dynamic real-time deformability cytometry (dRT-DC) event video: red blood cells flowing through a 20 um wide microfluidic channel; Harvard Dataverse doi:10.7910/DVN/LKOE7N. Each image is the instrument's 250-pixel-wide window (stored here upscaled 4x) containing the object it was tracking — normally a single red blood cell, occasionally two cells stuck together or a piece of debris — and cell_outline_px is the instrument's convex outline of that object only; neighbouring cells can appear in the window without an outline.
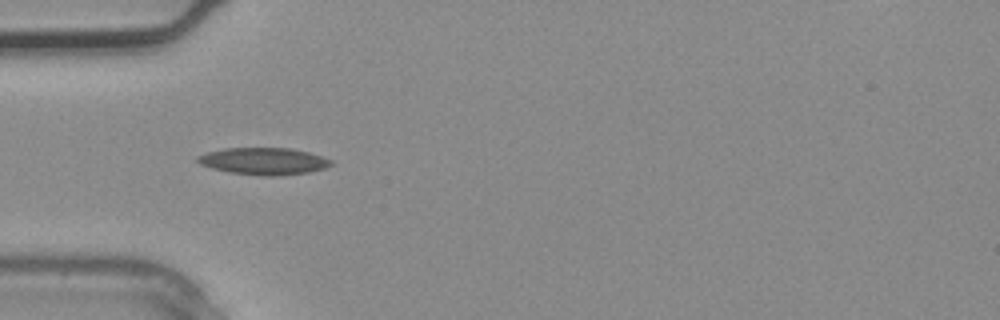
{"species": "common noctule bat (a hibernating species)", "species_latin": "Nyctalus noctula", "temperature_condition": "warm", "stored_images_in_passage": 3, "camera_frame_rate_fps": 3000, "um_per_image_px": 0.085, "animal": {"sex": "male", "body_mass_g": 20.4}, "frame": {"image": 1, "passage_image": 3, "time_ms": 0.667, "image_size_px": [1000, 320], "cell_outline_px": [[332, 164], [324, 168], [308, 172], [280, 176], [264, 176], [228, 172], [212, 168], [200, 164], [196, 160], [196, 156], [208, 152], [224, 148], [292, 148], [308, 152], [332, 160]], "centroid_in_image_um": [22.39, 13.7], "position_along_channel_um": 62.6, "area_um2": 20.98}}